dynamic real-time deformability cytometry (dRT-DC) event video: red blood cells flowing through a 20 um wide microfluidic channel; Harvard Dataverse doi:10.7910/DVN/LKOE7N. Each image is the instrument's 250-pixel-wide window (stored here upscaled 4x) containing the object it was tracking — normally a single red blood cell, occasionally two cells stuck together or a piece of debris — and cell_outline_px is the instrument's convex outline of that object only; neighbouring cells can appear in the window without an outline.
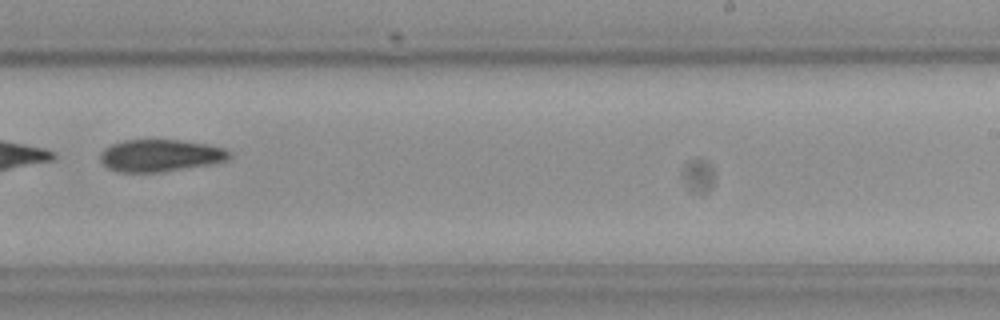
{"species": "Egyptian fruit bat (a non-hibernating species)", "species_latin": "Rousettus aegyptiacus", "temperature_condition": "cold", "stored_images_in_passage": 9, "camera_frame_rate_fps": 3000, "um_per_image_px": 0.085, "frame": {"image": 1, "passage_image": 9, "time_ms": 9.333, "image_size_px": [1000, 320], "cell_outline_px": [[232, 156], [228, 160], [212, 164], [160, 172], [116, 172], [108, 168], [100, 160], [100, 152], [104, 148], [112, 144], [124, 140], [180, 140], [208, 144], [224, 148], [232, 152]], "centroid_in_image_um": [13.64, 13.22], "position_along_channel_um": 275.4, "area_um2": 24.39}}